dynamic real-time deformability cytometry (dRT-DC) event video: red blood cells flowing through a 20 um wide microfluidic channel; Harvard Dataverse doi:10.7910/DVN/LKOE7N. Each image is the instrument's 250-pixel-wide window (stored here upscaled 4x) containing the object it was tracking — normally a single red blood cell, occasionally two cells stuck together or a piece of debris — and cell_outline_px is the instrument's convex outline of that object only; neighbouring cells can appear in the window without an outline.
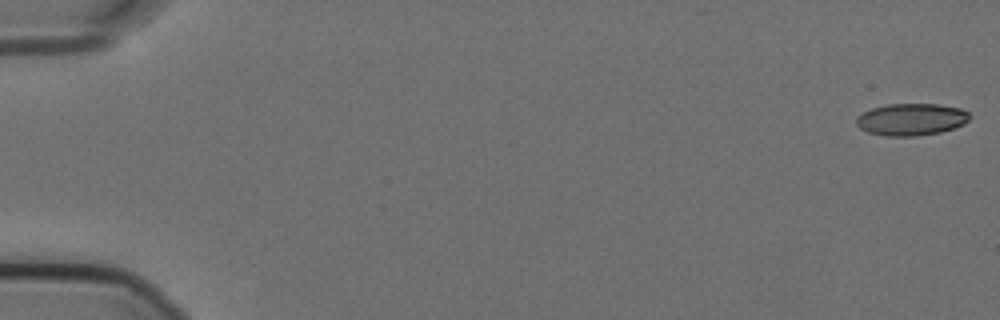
{"species": "Egyptian fruit bat (a non-hibernating species)", "species_latin": "Rousettus aegyptiacus", "temperature_condition": "cold", "stored_images_in_passage": 57, "camera_frame_rate_fps": 3000, "um_per_image_px": 0.085, "animal": {"sex": "female"}, "frame": {"image": 1, "passage_image": 1, "time_ms": 0.0, "image_size_px": [1000, 320], "cell_outline_px": [[968, 120], [964, 124], [940, 132], [916, 136], [884, 136], [868, 132], [860, 128], [856, 124], [856, 116], [872, 108], [888, 104], [936, 104], [960, 108], [968, 112]], "centroid_in_image_um": [77.42, 10.15], "position_along_channel_um": 7.6, "area_um2": 21.04}}
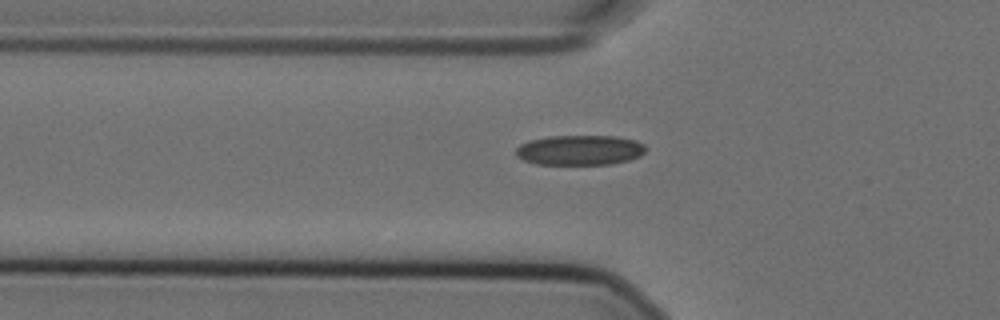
{"frame": {"image": 2, "passage_image": 20, "time_ms": 6.333, "image_size_px": [1000, 320], "cell_outline_px": [[648, 148], [640, 156], [628, 160], [612, 164], [536, 164], [524, 160], [516, 156], [516, 148], [520, 144], [528, 140], [548, 136], [616, 136], [636, 140], [644, 144]], "centroid_in_image_um": [49.29, 12.75], "position_along_channel_um": 76.5, "area_um2": 22.89}}
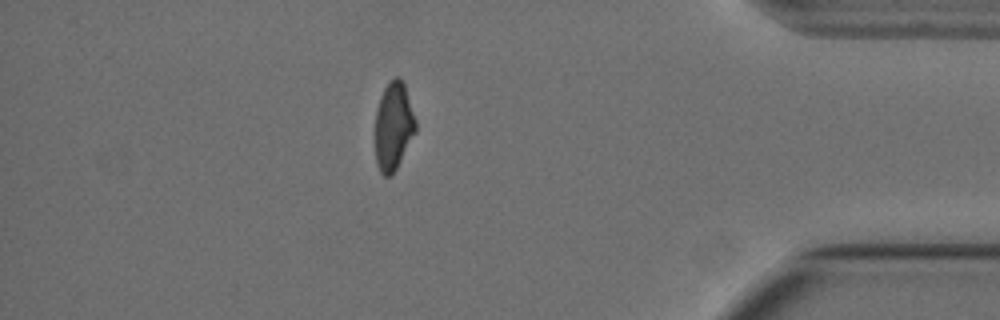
{"frame": {"image": 3, "passage_image": 50, "time_ms": 16.333, "image_size_px": [1000, 320], "cell_outline_px": [[416, 132], [396, 168], [388, 176], [384, 176], [380, 172], [376, 164], [376, 112], [380, 96], [388, 80], [396, 76], [400, 76], [404, 84], [416, 120]], "centroid_in_image_um": [33.45, 10.68], "position_along_channel_um": 401.8, "area_um2": 20.63}, "authors_computed_cell_mechanics": {"area_um2": 22.1374, "velocity_mm_per_s": 3.5923, "shape_relaxation_time_tau1_ms": null, "shape_relaxation_time_tau2_ms": 2.3205, "deformation_change_tau1": null, "deformation_change_tau2": 0.0732}}